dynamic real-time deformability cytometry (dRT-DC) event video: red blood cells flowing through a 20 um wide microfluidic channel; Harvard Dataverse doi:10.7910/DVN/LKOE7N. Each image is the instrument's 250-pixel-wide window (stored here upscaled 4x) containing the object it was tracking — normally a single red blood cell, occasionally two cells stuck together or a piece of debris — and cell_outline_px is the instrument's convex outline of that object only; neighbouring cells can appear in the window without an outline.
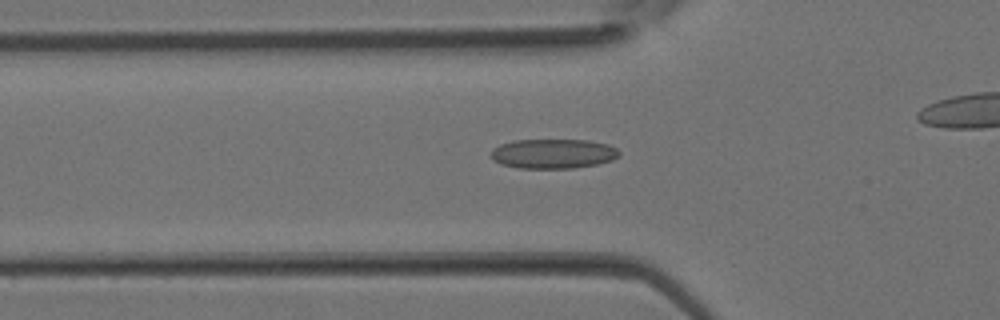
{"species": "Egyptian fruit bat (a non-hibernating species)", "species_latin": "Rousettus aegyptiacus", "temperature_condition": "room temperature", "stored_images_in_passage": 31, "camera_frame_rate_fps": 3000, "um_per_image_px": 0.085, "animal": {"sex": "female"}, "frame": {"image": 1, "passage_image": 13, "time_ms": 4.0, "image_size_px": [1000, 320], "cell_outline_px": [[620, 156], [612, 160], [596, 164], [572, 168], [516, 168], [500, 164], [492, 160], [492, 148], [500, 144], [512, 140], [588, 140], [608, 144], [616, 148], [620, 152]], "centroid_in_image_um": [47.0, 13.06], "position_along_channel_um": 78.8, "area_um2": 22.25}}
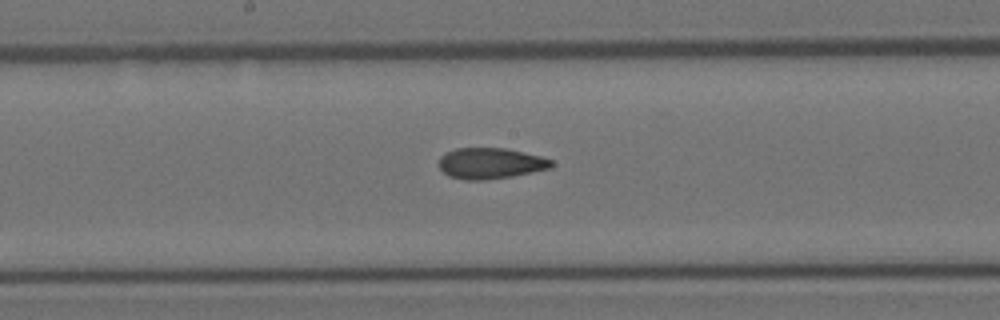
{"frame": {"image": 2, "passage_image": 20, "time_ms": 6.333, "image_size_px": [1000, 320], "cell_outline_px": [[552, 168], [512, 176], [484, 180], [464, 180], [448, 176], [440, 168], [440, 156], [444, 152], [456, 148], [504, 148], [524, 152], [540, 156], [552, 160]], "centroid_in_image_um": [41.67, 13.88], "position_along_channel_um": 206.5, "area_um2": 20.29}}
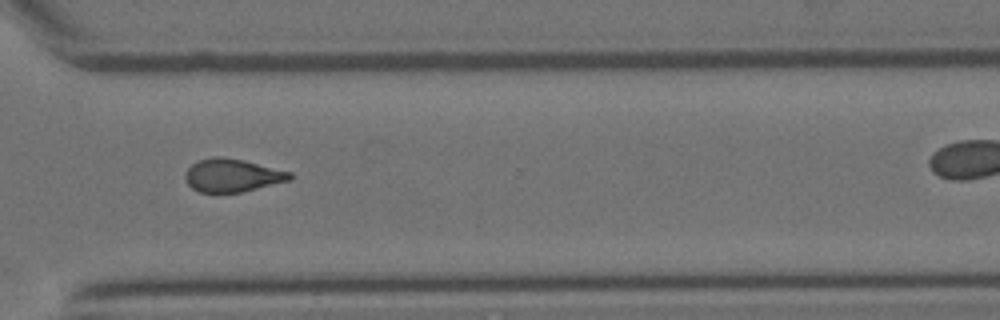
{"frame": {"image": 3, "passage_image": 28, "time_ms": 9.0, "image_size_px": [1000, 320], "cell_outline_px": [[292, 180], [240, 192], [200, 192], [192, 188], [188, 184], [184, 176], [188, 168], [192, 164], [200, 160], [216, 156], [220, 156], [244, 160], [292, 172]], "centroid_in_image_um": [19.76, 14.9], "position_along_channel_um": 350.8, "area_um2": 20.06}}